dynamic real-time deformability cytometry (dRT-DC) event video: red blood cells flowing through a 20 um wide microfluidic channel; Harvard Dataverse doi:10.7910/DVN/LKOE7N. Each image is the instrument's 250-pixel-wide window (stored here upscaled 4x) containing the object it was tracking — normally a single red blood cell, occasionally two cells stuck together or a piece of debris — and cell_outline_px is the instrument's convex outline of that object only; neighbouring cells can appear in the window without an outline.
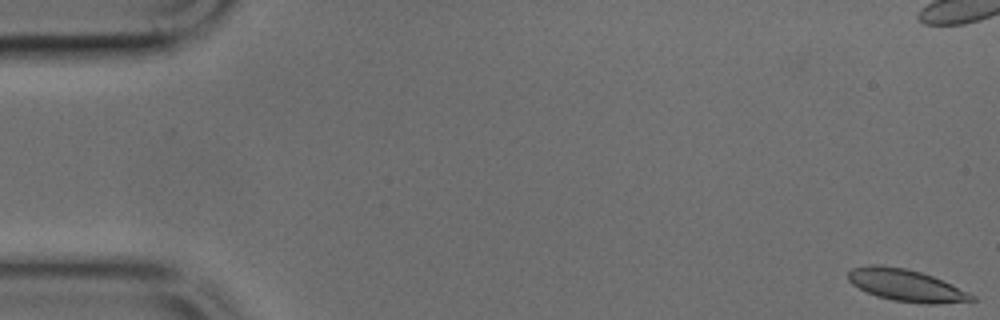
{"species": "common noctule bat (a hibernating species)", "species_latin": "Nyctalus noctula", "temperature_condition": "cold", "stored_images_in_passage": 50, "camera_frame_rate_fps": 3000, "um_per_image_px": 0.085, "animal": {"sex": "male", "body_mass_g": 17.9, "forearm_length_mm": 54.2}, "frame": {"image": 1, "passage_image": 1, "time_ms": 0.0, "image_size_px": [1000, 320], "cell_outline_px": [[976, 300], [936, 304], [924, 304], [892, 300], [876, 296], [852, 284], [848, 280], [848, 272], [852, 268], [872, 264], [876, 264], [904, 268], [920, 272], [932, 276], [976, 296]], "centroid_in_image_um": [76.99, 24.26], "position_along_channel_um": 8.0, "area_um2": 22.77}}